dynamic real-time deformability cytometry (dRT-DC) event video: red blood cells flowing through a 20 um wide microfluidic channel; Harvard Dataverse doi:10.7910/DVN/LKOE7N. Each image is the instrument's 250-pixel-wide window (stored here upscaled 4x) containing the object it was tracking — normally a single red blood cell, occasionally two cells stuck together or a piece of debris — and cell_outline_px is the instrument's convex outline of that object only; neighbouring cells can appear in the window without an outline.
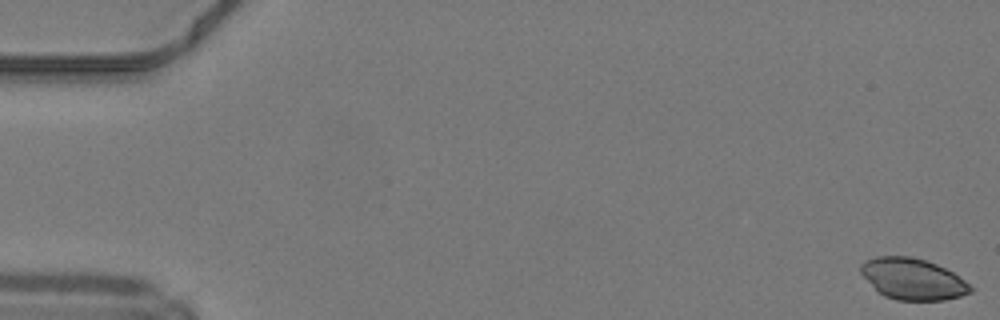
{"species": "common noctule bat (a hibernating species)", "species_latin": "Nyctalus noctula", "temperature_condition": "warm", "stored_images_in_passage": 50, "camera_frame_rate_fps": 3000, "um_per_image_px": 0.085, "animal": {"sex": "male", "body_mass_g": 19.2, "forearm_length_mm": 51.8}, "frame": {"image": 1, "passage_image": 1, "time_ms": 0.0, "image_size_px": [1000, 320], "cell_outline_px": [[972, 292], [960, 296], [944, 300], [896, 300], [884, 296], [860, 272], [860, 264], [864, 260], [876, 256], [912, 256], [936, 264], [952, 272], [964, 280], [972, 288]], "centroid_in_image_um": [77.57, 23.7], "position_along_channel_um": 7.4, "area_um2": 26.13}}
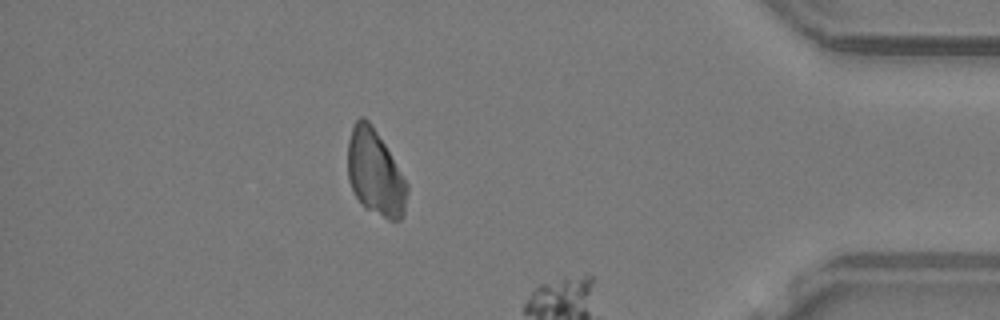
{"frame": {"image": 2, "passage_image": 44, "time_ms": 14.333, "image_size_px": [1000, 320], "cell_outline_px": [[408, 192], [404, 216], [400, 220], [388, 220], [360, 204], [348, 180], [348, 140], [352, 128], [356, 120], [360, 116], [364, 116], [368, 120], [384, 144], [408, 184]], "centroid_in_image_um": [31.89, 14.72], "position_along_channel_um": 403.3, "area_um2": 29.48}}